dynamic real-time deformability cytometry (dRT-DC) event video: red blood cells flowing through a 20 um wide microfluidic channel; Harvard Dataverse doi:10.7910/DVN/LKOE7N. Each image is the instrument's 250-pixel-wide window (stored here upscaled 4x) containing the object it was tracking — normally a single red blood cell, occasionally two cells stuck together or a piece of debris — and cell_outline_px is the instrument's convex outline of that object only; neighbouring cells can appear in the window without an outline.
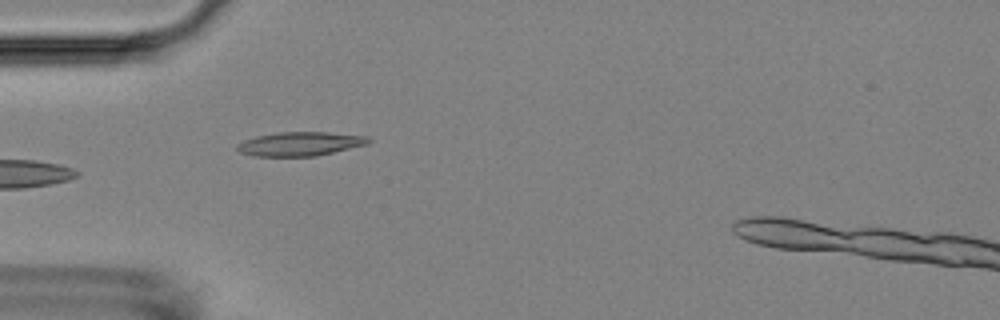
{"species": "Egyptian fruit bat (a non-hibernating species)", "species_latin": "Rousettus aegyptiacus", "temperature_condition": "room temperature", "stored_images_in_passage": 37, "camera_frame_rate_fps": 3000, "um_per_image_px": 0.085, "animal": {"sex": "female"}, "frame": {"image": 1, "passage_image": 1, "time_ms": 0.0, "image_size_px": [1000, 320], "cell_outline_px": [[372, 140], [368, 144], [316, 156], [252, 156], [240, 152], [236, 148], [236, 144], [244, 140], [256, 136], [276, 132], [328, 132], [368, 136]], "centroid_in_image_um": [25.5, 12.22], "position_along_channel_um": 59.5, "area_um2": 18.44}}
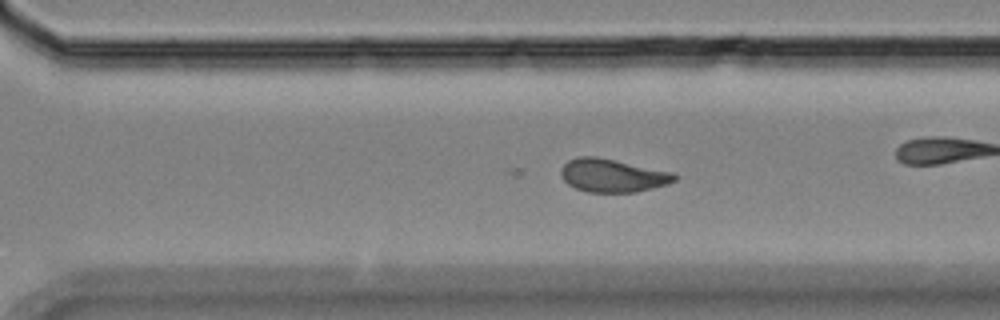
{"frame": {"image": 2, "passage_image": 20, "time_ms": 6.333, "image_size_px": [1000, 320], "cell_outline_px": [[676, 180], [668, 184], [636, 192], [588, 192], [576, 188], [568, 184], [564, 180], [560, 172], [560, 168], [568, 160], [576, 156], [596, 156], [616, 160], [672, 172], [676, 176]], "centroid_in_image_um": [52.04, 14.91], "position_along_channel_um": 318.6, "area_um2": 21.96}}